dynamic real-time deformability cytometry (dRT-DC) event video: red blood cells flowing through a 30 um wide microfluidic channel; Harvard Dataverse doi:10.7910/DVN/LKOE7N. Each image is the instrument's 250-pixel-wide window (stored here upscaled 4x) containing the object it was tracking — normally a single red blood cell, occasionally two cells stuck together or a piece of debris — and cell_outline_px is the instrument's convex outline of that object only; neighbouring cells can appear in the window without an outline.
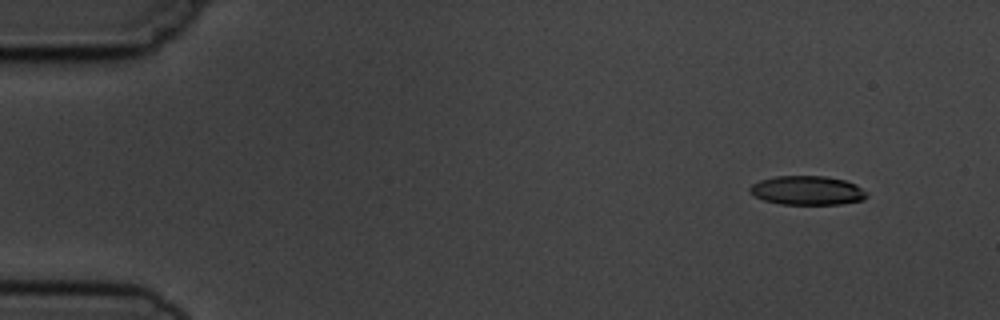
{"species": "common noctule bat (a hibernating species)", "species_latin": "Nyctalus noctula", "temperature_condition": "cold", "stored_images_in_passage": 4, "camera_frame_rate_fps": 3000, "um_per_image_px": 0.085, "animal": {"sex": "male", "body_mass_g": 19.5, "forearm_length_mm": 54.6}, "frame": {"image": 1, "passage_image": 1, "time_ms": 0.0, "image_size_px": [1000, 320], "cell_outline_px": [[868, 196], [864, 200], [840, 204], [780, 204], [764, 200], [756, 196], [748, 188], [752, 184], [760, 180], [776, 176], [824, 176], [844, 180], [856, 184], [868, 192]], "centroid_in_image_um": [68.66, 16.19], "position_along_channel_um": 16.3, "area_um2": 19.77}}
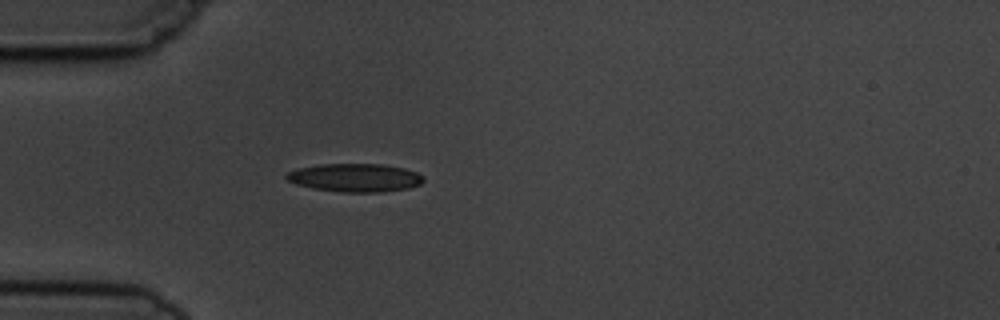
{"frame": {"image": 2, "passage_image": 4, "time_ms": 3.667, "image_size_px": [1000, 320], "cell_outline_px": [[424, 180], [420, 184], [408, 188], [380, 192], [340, 192], [312, 188], [296, 184], [288, 180], [284, 176], [288, 172], [300, 168], [320, 164], [384, 164], [404, 168], [416, 172], [424, 176]], "centroid_in_image_um": [30.19, 15.1], "position_along_channel_um": 54.8, "area_um2": 22.54}}